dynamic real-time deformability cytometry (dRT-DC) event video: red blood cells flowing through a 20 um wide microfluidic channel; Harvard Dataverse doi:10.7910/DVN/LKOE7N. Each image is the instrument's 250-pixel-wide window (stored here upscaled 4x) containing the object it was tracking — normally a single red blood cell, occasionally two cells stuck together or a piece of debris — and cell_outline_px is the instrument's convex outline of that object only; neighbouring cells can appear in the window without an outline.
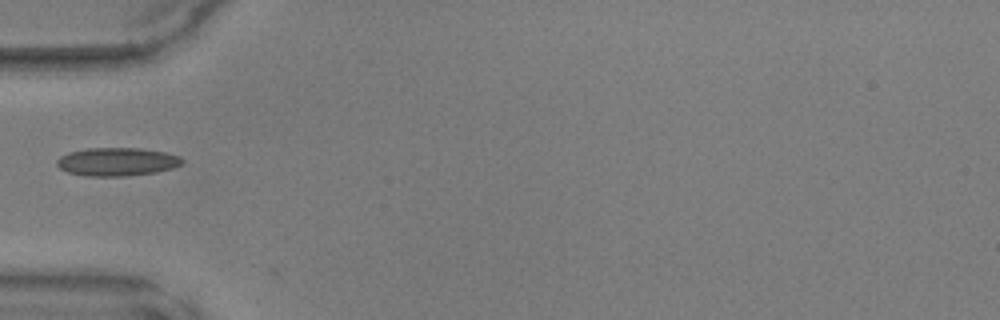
{"species": "common noctule bat (a hibernating species)", "species_latin": "Nyctalus noctula", "temperature_condition": "warm", "stored_images_in_passage": 26, "camera_frame_rate_fps": 3000, "um_per_image_px": 0.085, "animal": {"sex": "male", "body_mass_g": 17.9, "forearm_length_mm": 54.2}, "frame": {"image": 1, "passage_image": 1, "time_ms": 0.0, "image_size_px": [1000, 320], "cell_outline_px": [[184, 164], [172, 168], [156, 172], [124, 176], [88, 176], [68, 172], [60, 168], [56, 164], [56, 160], [60, 156], [68, 152], [88, 148], [140, 148], [164, 152], [180, 156], [184, 160]], "centroid_in_image_um": [9.96, 13.74], "position_along_channel_um": 75.0, "area_um2": 20.69}}